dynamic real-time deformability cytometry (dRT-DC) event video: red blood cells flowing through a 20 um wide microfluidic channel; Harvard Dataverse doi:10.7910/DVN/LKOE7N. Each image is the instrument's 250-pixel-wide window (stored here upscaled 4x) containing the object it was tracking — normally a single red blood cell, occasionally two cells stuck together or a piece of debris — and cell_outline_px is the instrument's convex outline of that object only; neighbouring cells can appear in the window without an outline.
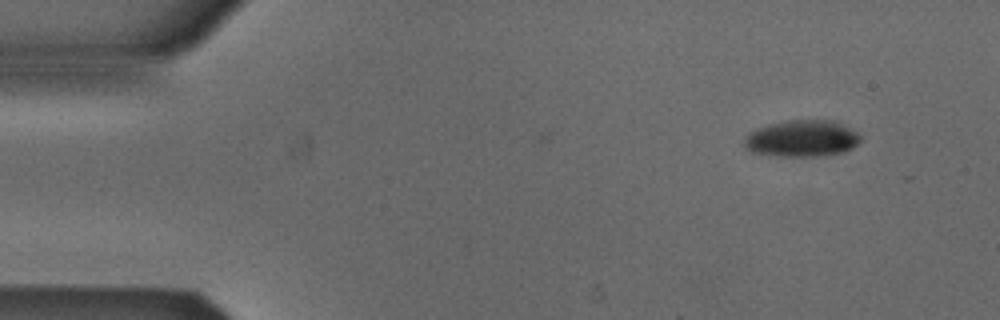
{"species": "Egyptian fruit bat (a non-hibernating species)", "species_latin": "Rousettus aegyptiacus", "temperature_condition": "cold", "stored_images_in_passage": 5, "camera_frame_rate_fps": 3000, "um_per_image_px": 0.085, "animal": {"sex": "male"}, "frame": {"image": 1, "passage_image": 1, "time_ms": 0.0, "image_size_px": [1000, 320], "cell_outline_px": [[860, 140], [852, 148], [844, 152], [824, 156], [776, 156], [752, 152], [744, 148], [744, 140], [748, 132], [756, 128], [788, 120], [836, 120], [856, 132], [860, 136]], "centroid_in_image_um": [68.15, 11.78], "position_along_channel_um": 16.9, "area_um2": 24.91}}
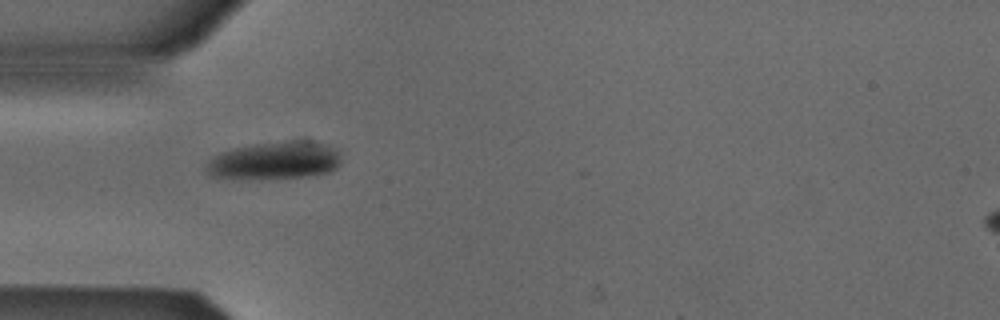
{"frame": {"image": 2, "passage_image": 4, "time_ms": 1.0, "image_size_px": [1000, 320], "cell_outline_px": [[340, 164], [332, 172], [316, 176], [240, 180], [208, 176], [204, 168], [208, 160], [212, 156], [220, 152], [232, 148], [256, 144], [292, 140], [308, 140], [324, 144], [332, 148], [336, 152], [340, 160]], "centroid_in_image_um": [23.28, 13.68], "position_along_channel_um": 61.7, "area_um2": 30.35}}